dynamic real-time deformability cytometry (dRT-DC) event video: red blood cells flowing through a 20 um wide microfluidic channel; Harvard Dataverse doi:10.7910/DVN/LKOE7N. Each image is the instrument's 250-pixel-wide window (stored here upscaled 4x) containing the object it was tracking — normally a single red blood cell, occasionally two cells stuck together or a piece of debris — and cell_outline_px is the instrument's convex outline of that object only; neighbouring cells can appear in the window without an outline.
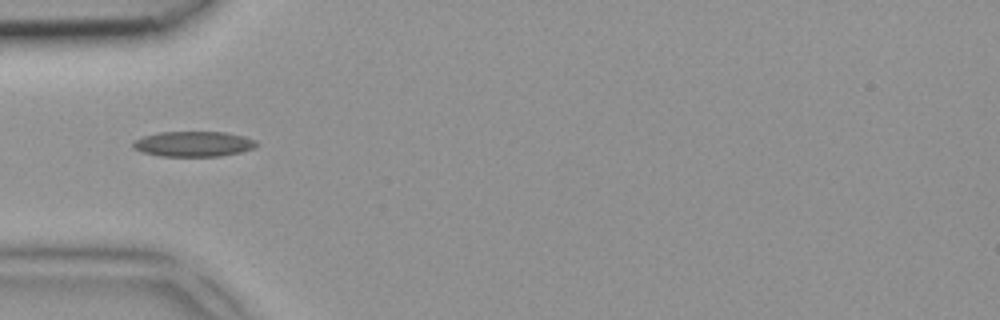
{"species": "common noctule bat (a hibernating species)", "species_latin": "Nyctalus noctula", "temperature_condition": "room temperature", "stored_images_in_passage": 4, "camera_frame_rate_fps": 3000, "um_per_image_px": 0.085, "animal": {"sex": "female", "body_mass_g": 18.4}, "frame": {"image": 1, "passage_image": 4, "time_ms": 1.0, "image_size_px": [1000, 320], "cell_outline_px": [[256, 148], [240, 152], [220, 156], [160, 156], [144, 152], [132, 148], [132, 144], [136, 140], [144, 136], [160, 132], [224, 132], [244, 136], [256, 140]], "centroid_in_image_um": [16.47, 12.23], "position_along_channel_um": 68.5, "area_um2": 18.09}}